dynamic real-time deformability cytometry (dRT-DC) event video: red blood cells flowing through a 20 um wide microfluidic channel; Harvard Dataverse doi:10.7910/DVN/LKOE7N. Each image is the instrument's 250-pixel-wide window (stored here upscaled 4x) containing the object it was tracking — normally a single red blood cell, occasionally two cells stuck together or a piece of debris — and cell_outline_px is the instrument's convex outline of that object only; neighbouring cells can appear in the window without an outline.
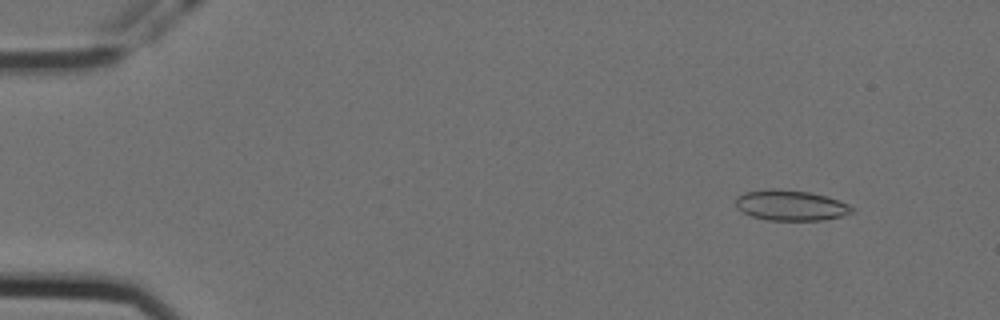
{"species": "Egyptian fruit bat (a non-hibernating species)", "species_latin": "Rousettus aegyptiacus", "temperature_condition": "cold", "stored_images_in_passage": 58, "camera_frame_rate_fps": 3000, "um_per_image_px": 0.085, "animal": {"sex": "female"}, "frame": {"image": 1, "passage_image": 6, "time_ms": 1.667, "image_size_px": [1000, 320], "cell_outline_px": [[852, 212], [844, 216], [824, 220], [768, 220], [752, 216], [736, 208], [736, 196], [744, 192], [768, 188], [780, 188], [812, 192], [828, 196], [848, 204], [852, 208]], "centroid_in_image_um": [67.2, 17.43], "position_along_channel_um": 17.8, "area_um2": 20.92}}
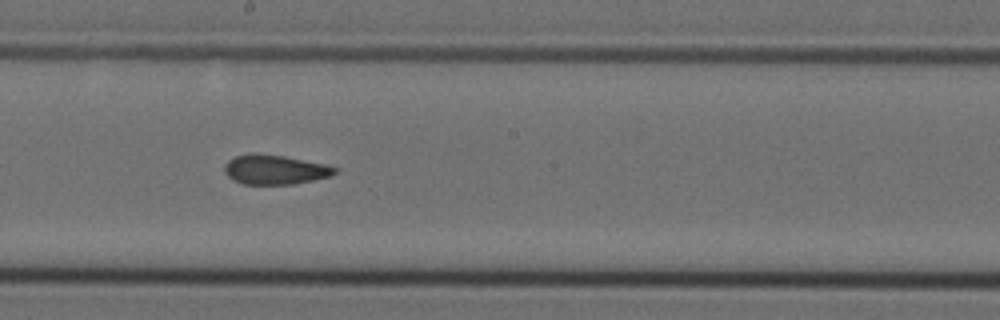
{"frame": {"image": 2, "passage_image": 32, "time_ms": 10.333, "image_size_px": [1000, 320], "cell_outline_px": [[336, 172], [332, 176], [292, 184], [244, 184], [232, 180], [224, 172], [224, 164], [228, 160], [236, 156], [252, 152], [256, 152], [284, 156], [324, 164], [336, 168]], "centroid_in_image_um": [23.31, 14.41], "position_along_channel_um": 224.9, "area_um2": 19.02}}
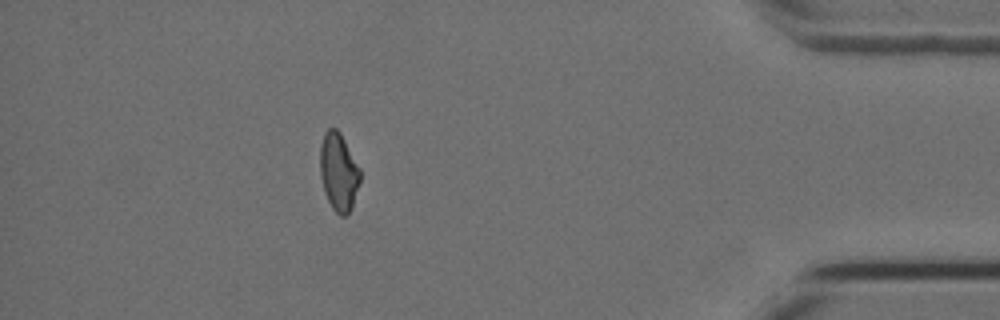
{"frame": {"image": 3, "passage_image": 51, "time_ms": 16.667, "image_size_px": [1000, 320], "cell_outline_px": [[360, 184], [352, 208], [344, 216], [340, 216], [332, 208], [324, 192], [320, 176], [320, 144], [324, 132], [328, 128], [336, 128], [340, 132], [360, 168]], "centroid_in_image_um": [28.78, 14.61], "position_along_channel_um": 406.4, "area_um2": 18.38}}